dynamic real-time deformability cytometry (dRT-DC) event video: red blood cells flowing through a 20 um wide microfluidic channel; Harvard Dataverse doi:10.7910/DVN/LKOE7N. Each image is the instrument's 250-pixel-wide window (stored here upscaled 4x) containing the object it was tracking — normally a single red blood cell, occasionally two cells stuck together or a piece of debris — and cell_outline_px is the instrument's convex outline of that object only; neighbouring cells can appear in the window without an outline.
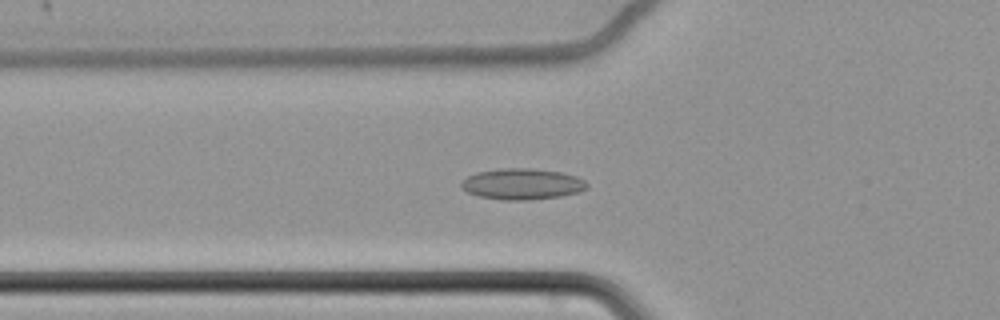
{"species": "common noctule bat (a hibernating species)", "species_latin": "Nyctalus noctula", "temperature_condition": "cold", "stored_images_in_passage": 64, "camera_frame_rate_fps": 3000, "um_per_image_px": 0.085, "animal": {"sex": "female", "body_mass_g": 22.7, "forearm_length_mm": 54.2}, "frame": {"image": 1, "passage_image": 25, "time_ms": 8.0, "image_size_px": [1000, 320], "cell_outline_px": [[588, 188], [580, 192], [560, 196], [528, 200], [504, 200], [480, 196], [468, 192], [460, 188], [460, 184], [468, 176], [476, 172], [504, 168], [532, 168], [560, 172], [576, 176], [584, 180], [588, 184]], "centroid_in_image_um": [44.4, 15.64], "position_along_channel_um": 81.4, "area_um2": 22.72}}
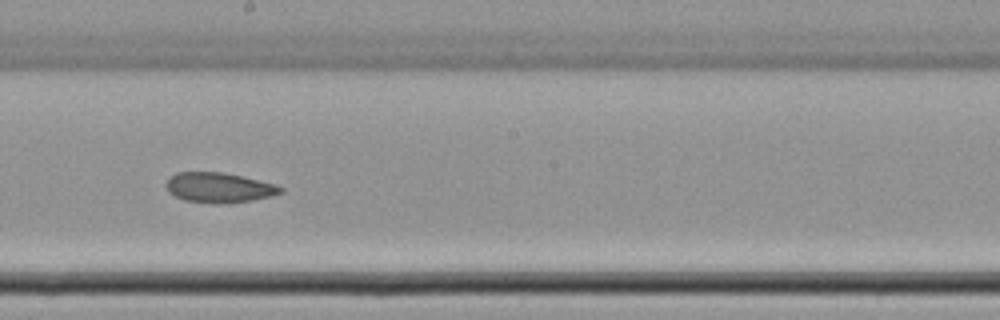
{"frame": {"image": 2, "passage_image": 38, "time_ms": 12.333, "image_size_px": [1000, 320], "cell_outline_px": [[284, 192], [252, 200], [184, 200], [168, 192], [164, 184], [168, 176], [176, 172], [224, 172], [244, 176], [276, 184], [284, 188]], "centroid_in_image_um": [18.58, 15.86], "position_along_channel_um": 229.6, "area_um2": 19.25}}
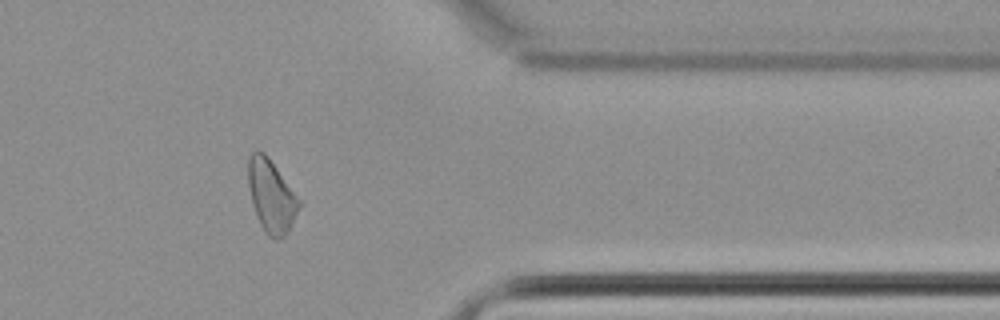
{"frame": {"image": 3, "passage_image": 53, "time_ms": 17.333, "image_size_px": [1000, 320], "cell_outline_px": [[300, 204], [292, 224], [288, 232], [280, 240], [276, 240], [268, 236], [264, 232], [260, 224], [252, 204], [248, 184], [248, 156], [252, 152], [264, 152], [268, 156], [300, 200]], "centroid_in_image_um": [23.05, 16.68], "position_along_channel_um": 388.4, "area_um2": 21.39}, "authors_computed_cell_mechanics": {"area_um2": 21.7328, "velocity_mm_per_s": 3.4335, "shape_relaxation_time_tau1_ms": null, "shape_relaxation_time_tau2_ms": 6.6498, "deformation_change_tau1": null, "deformation_change_tau2": 0.111}}